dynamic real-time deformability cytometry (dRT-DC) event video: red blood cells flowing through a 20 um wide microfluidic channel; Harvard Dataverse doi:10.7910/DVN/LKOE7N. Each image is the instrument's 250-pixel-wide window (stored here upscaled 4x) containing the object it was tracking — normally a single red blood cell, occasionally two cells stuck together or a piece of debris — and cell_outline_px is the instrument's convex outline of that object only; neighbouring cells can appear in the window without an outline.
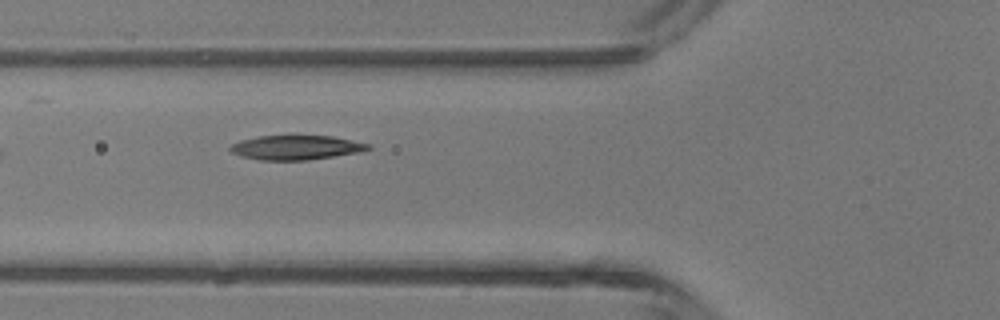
{"species": "common noctule bat (a hibernating species)", "species_latin": "Nyctalus noctula", "temperature_condition": "room temperature", "stored_images_in_passage": 6, "camera_frame_rate_fps": 3000, "um_per_image_px": 0.085, "animal": {"sex": "male", "body_mass_g": 13.3}, "frame": {"image": 1, "passage_image": 5, "time_ms": 4.667, "image_size_px": [1000, 320], "cell_outline_px": [[372, 148], [360, 152], [308, 160], [260, 160], [240, 156], [232, 152], [228, 148], [232, 144], [240, 140], [256, 136], [332, 136], [372, 144]], "centroid_in_image_um": [25.17, 12.54], "position_along_channel_um": 100.6, "area_um2": 19.65}}
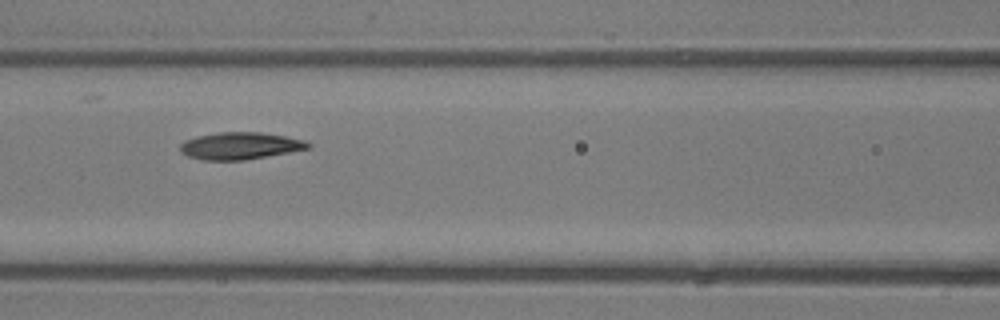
{"frame": {"image": 2, "passage_image": 6, "time_ms": 5.667, "image_size_px": [1000, 320], "cell_outline_px": [[312, 148], [244, 160], [200, 160], [188, 156], [180, 152], [180, 144], [184, 140], [196, 136], [220, 132], [260, 132], [284, 136], [304, 140], [312, 144]], "centroid_in_image_um": [20.39, 12.39], "position_along_channel_um": 146.2, "area_um2": 20.29}}